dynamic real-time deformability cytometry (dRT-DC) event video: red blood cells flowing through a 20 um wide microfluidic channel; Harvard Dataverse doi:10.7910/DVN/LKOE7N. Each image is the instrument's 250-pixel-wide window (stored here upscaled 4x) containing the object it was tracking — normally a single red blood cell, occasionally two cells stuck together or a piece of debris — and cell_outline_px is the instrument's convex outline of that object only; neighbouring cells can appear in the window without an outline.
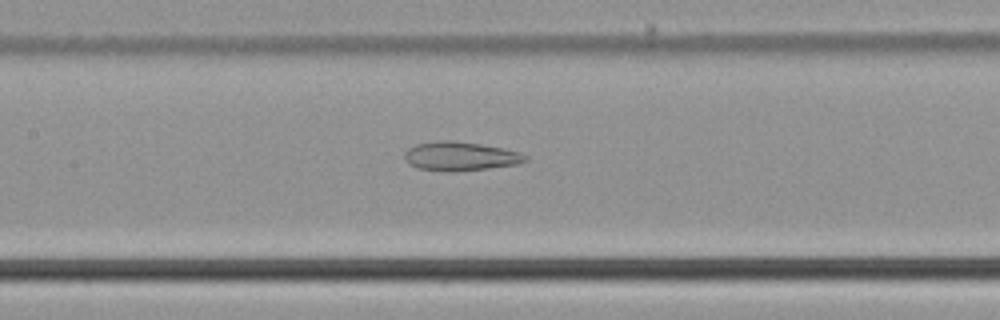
{"species": "common noctule bat (a hibernating species)", "species_latin": "Nyctalus noctula", "temperature_condition": "cold", "stored_images_in_passage": 41, "camera_frame_rate_fps": 3000, "um_per_image_px": 0.085, "animal": {"sex": "male", "body_mass_g": 21.5, "forearm_length_mm": 52.0}, "frame": {"image": 1, "passage_image": 13, "time_ms": 4.0, "image_size_px": [1000, 320], "cell_outline_px": [[528, 160], [520, 164], [488, 168], [452, 172], [444, 172], [416, 168], [408, 164], [404, 160], [404, 152], [408, 148], [416, 144], [440, 140], [452, 140], [480, 144], [504, 148], [520, 152], [528, 156]], "centroid_in_image_um": [39.11, 13.29], "position_along_channel_um": 168.3, "area_um2": 20.75}}
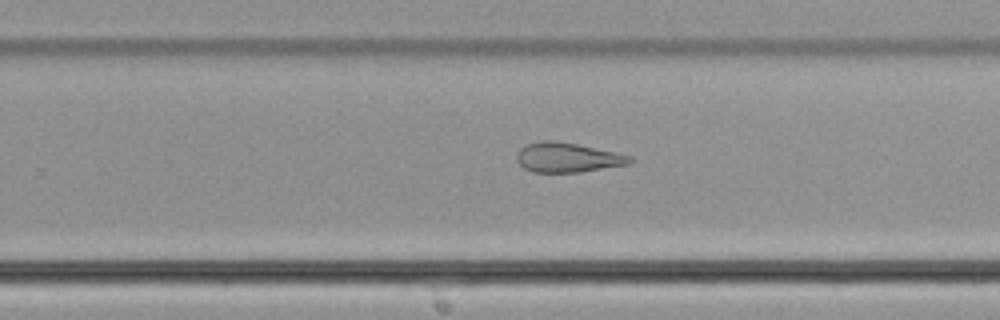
{"frame": {"image": 2, "passage_image": 22, "time_ms": 7.0, "image_size_px": [1000, 320], "cell_outline_px": [[632, 160], [628, 164], [580, 172], [532, 172], [524, 168], [516, 160], [516, 152], [524, 144], [540, 140], [552, 140], [576, 144], [632, 156]], "centroid_in_image_um": [48.16, 13.38], "position_along_channel_um": 281.6, "area_um2": 19.48}}
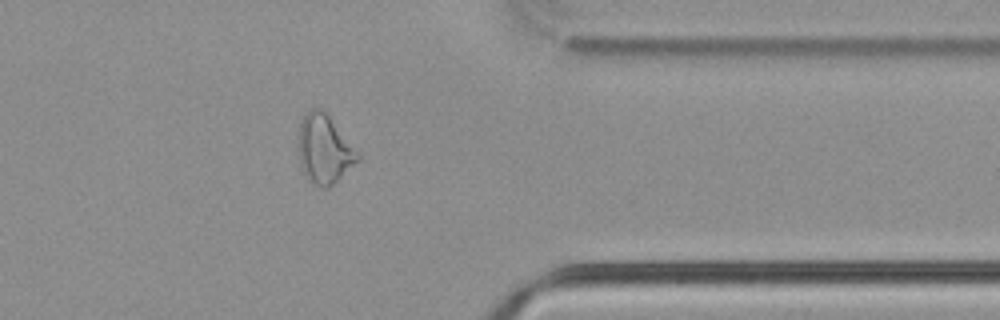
{"frame": {"image": 3, "passage_image": 31, "time_ms": 10.0, "image_size_px": [1000, 320], "cell_outline_px": [[360, 160], [328, 188], [324, 188], [308, 180], [300, 164], [300, 124], [304, 116], [312, 108], [320, 108], [328, 116], [360, 152]], "centroid_in_image_um": [27.61, 12.7], "position_along_channel_um": 383.8, "area_um2": 23.24}, "authors_computed_cell_mechanics": {"area_um2": 21.964, "velocity_mm_per_s": 3.7924, "shape_relaxation_time_tau1_ms": null, "shape_relaxation_time_tau2_ms": 4.3128, "deformation_change_tau1": null, "deformation_change_tau2": 0.1451}}